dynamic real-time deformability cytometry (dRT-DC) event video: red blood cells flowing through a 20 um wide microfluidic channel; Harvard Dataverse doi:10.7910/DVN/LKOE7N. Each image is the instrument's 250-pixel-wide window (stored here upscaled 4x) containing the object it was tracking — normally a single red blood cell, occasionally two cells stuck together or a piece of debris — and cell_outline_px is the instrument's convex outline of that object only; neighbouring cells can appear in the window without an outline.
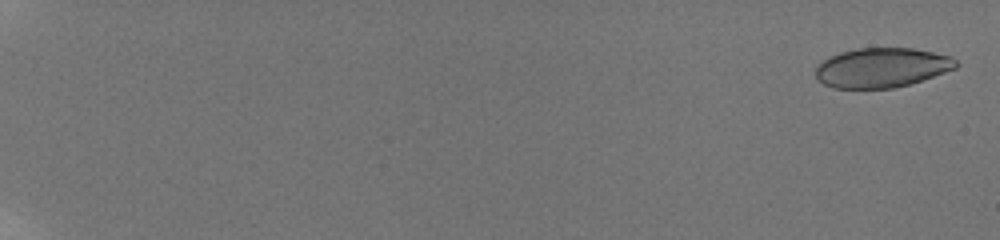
{"species": "human", "species_latin": "Homo sapiens", "temperature_condition": "room temperature", "stored_images_in_passage": 23, "camera_frame_rate_fps": 3000, "um_per_image_px": 0.085, "donor": {"sex": "male"}, "frame": {"image": 1, "passage_image": 3, "time_ms": 0.333, "image_size_px": [1000, 240], "cell_outline_px": [[960, 64], [956, 68], [908, 84], [892, 88], [832, 88], [824, 84], [816, 76], [816, 64], [840, 52], [856, 48], [912, 48], [952, 56]], "centroid_in_image_um": [74.95, 5.74], "position_along_channel_um": 10.1, "area_um2": 32.19}}
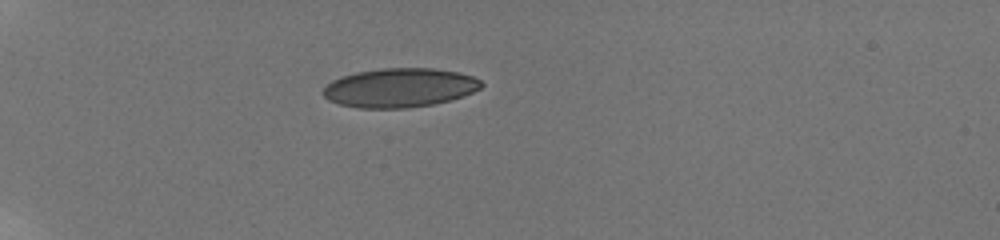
{"frame": {"image": 2, "passage_image": 18, "time_ms": 6.667, "image_size_px": [1000, 240], "cell_outline_px": [[484, 84], [480, 88], [464, 96], [432, 104], [408, 108], [360, 108], [340, 104], [328, 100], [320, 92], [332, 80], [340, 76], [356, 72], [380, 68], [432, 68], [456, 72], [472, 76], [480, 80]], "centroid_in_image_um": [33.94, 7.45], "position_along_channel_um": 51.1, "area_um2": 36.01}}